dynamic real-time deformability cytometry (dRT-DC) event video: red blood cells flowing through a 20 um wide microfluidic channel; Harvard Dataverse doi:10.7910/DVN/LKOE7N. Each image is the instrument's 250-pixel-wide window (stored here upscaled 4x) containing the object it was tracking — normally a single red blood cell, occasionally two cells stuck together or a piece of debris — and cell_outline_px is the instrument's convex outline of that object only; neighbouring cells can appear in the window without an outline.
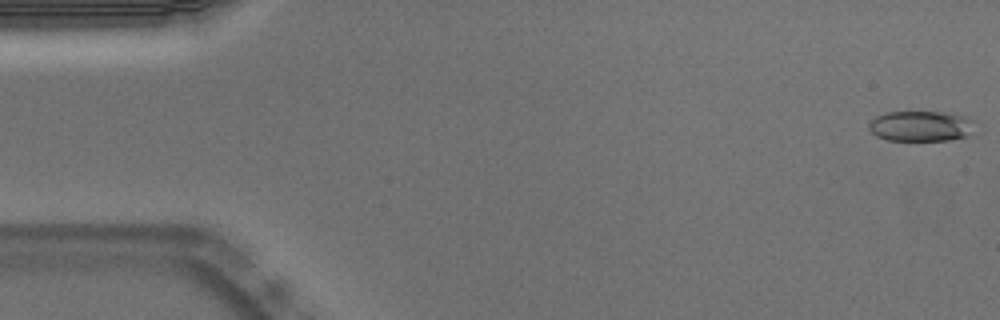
{"species": "Egyptian fruit bat (a non-hibernating species)", "species_latin": "Rousettus aegyptiacus", "temperature_condition": "warm", "stored_images_in_passage": 53, "camera_frame_rate_fps": 3000, "um_per_image_px": 0.085, "animal": {"sex": "male"}, "frame": {"image": 1, "passage_image": 1, "time_ms": 0.0, "image_size_px": [1000, 320], "cell_outline_px": [[976, 120], [968, 136], [948, 140], [888, 140], [876, 136], [868, 128], [868, 124], [876, 116], [888, 112], [940, 112], [964, 116]], "centroid_in_image_um": [78.27, 10.72], "position_along_channel_um": 6.7, "area_um2": 18.73}}
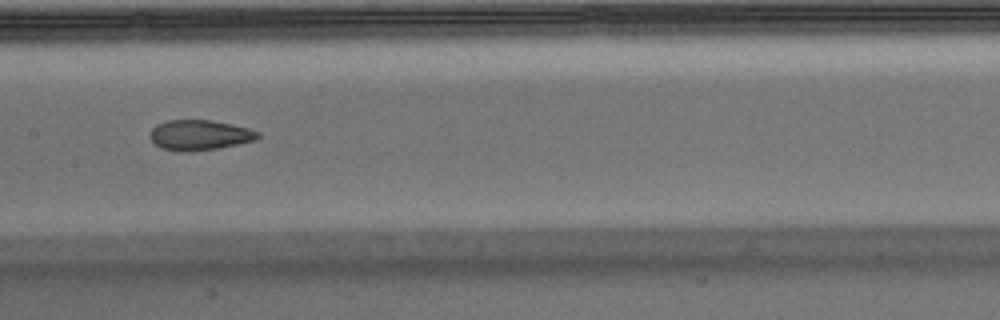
{"frame": {"image": 2, "passage_image": 26, "time_ms": 8.333, "image_size_px": [1000, 320], "cell_outline_px": [[260, 136], [256, 140], [216, 148], [188, 152], [180, 152], [160, 148], [148, 136], [152, 128], [156, 124], [168, 120], [208, 120], [232, 124], [248, 128], [260, 132]], "centroid_in_image_um": [16.94, 11.48], "position_along_channel_um": 190.5, "area_um2": 19.02}}
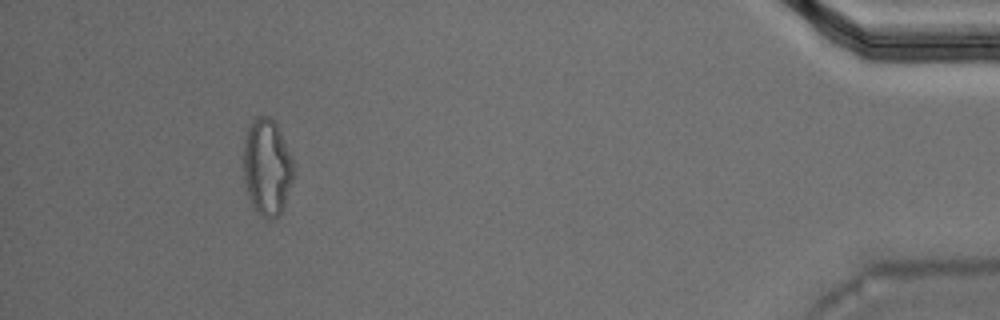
{"frame": {"image": 3, "passage_image": 49, "time_ms": 16.0, "image_size_px": [1000, 320], "cell_outline_px": [[296, 168], [284, 208], [280, 216], [276, 220], [268, 220], [252, 204], [244, 180], [244, 140], [248, 128], [252, 120], [256, 116], [268, 116], [276, 120]], "centroid_in_image_um": [22.73, 14.19], "position_along_channel_um": 412.5, "area_um2": 28.5}, "authors_computed_cell_mechanics": {"area_um2": 19.7098, "velocity_mm_per_s": 3.7561, "shape_relaxation_time_tau1_ms": 8.5474, "shape_relaxation_time_tau2_ms": 2.5553, "deformation_change_tau1": 0.2031, "deformation_change_tau2": 0.0835}}